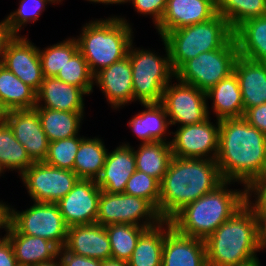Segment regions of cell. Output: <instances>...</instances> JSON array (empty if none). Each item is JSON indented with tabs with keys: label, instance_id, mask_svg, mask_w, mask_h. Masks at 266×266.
<instances>
[{
	"label": "cell",
	"instance_id": "cell-1",
	"mask_svg": "<svg viewBox=\"0 0 266 266\" xmlns=\"http://www.w3.org/2000/svg\"><path fill=\"white\" fill-rule=\"evenodd\" d=\"M216 163L224 181L246 188L266 172V135L244 117L221 119Z\"/></svg>",
	"mask_w": 266,
	"mask_h": 266
},
{
	"label": "cell",
	"instance_id": "cell-2",
	"mask_svg": "<svg viewBox=\"0 0 266 266\" xmlns=\"http://www.w3.org/2000/svg\"><path fill=\"white\" fill-rule=\"evenodd\" d=\"M224 182L216 160L173 156L160 181L158 214L170 220L185 205L215 190Z\"/></svg>",
	"mask_w": 266,
	"mask_h": 266
},
{
	"label": "cell",
	"instance_id": "cell-3",
	"mask_svg": "<svg viewBox=\"0 0 266 266\" xmlns=\"http://www.w3.org/2000/svg\"><path fill=\"white\" fill-rule=\"evenodd\" d=\"M224 181L215 190L185 205L171 219L180 234L206 240L221 224L246 204V188L229 189Z\"/></svg>",
	"mask_w": 266,
	"mask_h": 266
},
{
	"label": "cell",
	"instance_id": "cell-4",
	"mask_svg": "<svg viewBox=\"0 0 266 266\" xmlns=\"http://www.w3.org/2000/svg\"><path fill=\"white\" fill-rule=\"evenodd\" d=\"M207 266H234L259 259L257 222L245 204L206 240Z\"/></svg>",
	"mask_w": 266,
	"mask_h": 266
},
{
	"label": "cell",
	"instance_id": "cell-5",
	"mask_svg": "<svg viewBox=\"0 0 266 266\" xmlns=\"http://www.w3.org/2000/svg\"><path fill=\"white\" fill-rule=\"evenodd\" d=\"M132 26L125 17L96 19L82 26L77 38L79 52L86 59L93 75L124 59L133 42Z\"/></svg>",
	"mask_w": 266,
	"mask_h": 266
},
{
	"label": "cell",
	"instance_id": "cell-6",
	"mask_svg": "<svg viewBox=\"0 0 266 266\" xmlns=\"http://www.w3.org/2000/svg\"><path fill=\"white\" fill-rule=\"evenodd\" d=\"M232 36L227 20L217 13L206 22L172 30L163 39L169 48L171 67L176 72L200 53L220 49Z\"/></svg>",
	"mask_w": 266,
	"mask_h": 266
},
{
	"label": "cell",
	"instance_id": "cell-7",
	"mask_svg": "<svg viewBox=\"0 0 266 266\" xmlns=\"http://www.w3.org/2000/svg\"><path fill=\"white\" fill-rule=\"evenodd\" d=\"M165 46V56H160L150 49L134 48L131 43L128 57L132 66V85L134 102L140 104L161 103L165 87L175 78L170 63V52L167 43L161 38Z\"/></svg>",
	"mask_w": 266,
	"mask_h": 266
},
{
	"label": "cell",
	"instance_id": "cell-8",
	"mask_svg": "<svg viewBox=\"0 0 266 266\" xmlns=\"http://www.w3.org/2000/svg\"><path fill=\"white\" fill-rule=\"evenodd\" d=\"M238 56V46L233 35L220 49L200 53L186 61L175 72V80L207 92L233 73Z\"/></svg>",
	"mask_w": 266,
	"mask_h": 266
},
{
	"label": "cell",
	"instance_id": "cell-9",
	"mask_svg": "<svg viewBox=\"0 0 266 266\" xmlns=\"http://www.w3.org/2000/svg\"><path fill=\"white\" fill-rule=\"evenodd\" d=\"M162 221L158 210L146 199L125 193L111 194L101 190L97 224L102 226L132 224L151 228Z\"/></svg>",
	"mask_w": 266,
	"mask_h": 266
},
{
	"label": "cell",
	"instance_id": "cell-10",
	"mask_svg": "<svg viewBox=\"0 0 266 266\" xmlns=\"http://www.w3.org/2000/svg\"><path fill=\"white\" fill-rule=\"evenodd\" d=\"M9 223L20 233L41 237L65 246L68 226L56 203L34 202L30 208L18 211L10 206Z\"/></svg>",
	"mask_w": 266,
	"mask_h": 266
},
{
	"label": "cell",
	"instance_id": "cell-11",
	"mask_svg": "<svg viewBox=\"0 0 266 266\" xmlns=\"http://www.w3.org/2000/svg\"><path fill=\"white\" fill-rule=\"evenodd\" d=\"M177 82L172 84L171 81L165 87L161 100L170 126L178 124L179 127L205 121L210 116L206 92L194 85L179 80Z\"/></svg>",
	"mask_w": 266,
	"mask_h": 266
},
{
	"label": "cell",
	"instance_id": "cell-12",
	"mask_svg": "<svg viewBox=\"0 0 266 266\" xmlns=\"http://www.w3.org/2000/svg\"><path fill=\"white\" fill-rule=\"evenodd\" d=\"M20 177L32 201L37 203H57L79 179L74 171L44 162H34Z\"/></svg>",
	"mask_w": 266,
	"mask_h": 266
},
{
	"label": "cell",
	"instance_id": "cell-13",
	"mask_svg": "<svg viewBox=\"0 0 266 266\" xmlns=\"http://www.w3.org/2000/svg\"><path fill=\"white\" fill-rule=\"evenodd\" d=\"M210 119V120H209ZM220 120L215 124L208 117L205 121L179 126L170 142L173 156L216 160L218 153Z\"/></svg>",
	"mask_w": 266,
	"mask_h": 266
},
{
	"label": "cell",
	"instance_id": "cell-14",
	"mask_svg": "<svg viewBox=\"0 0 266 266\" xmlns=\"http://www.w3.org/2000/svg\"><path fill=\"white\" fill-rule=\"evenodd\" d=\"M25 36L13 35L7 42L2 65L36 93L44 80L39 51Z\"/></svg>",
	"mask_w": 266,
	"mask_h": 266
},
{
	"label": "cell",
	"instance_id": "cell-15",
	"mask_svg": "<svg viewBox=\"0 0 266 266\" xmlns=\"http://www.w3.org/2000/svg\"><path fill=\"white\" fill-rule=\"evenodd\" d=\"M100 194L96 180L78 179L72 190L56 203L67 226L96 223Z\"/></svg>",
	"mask_w": 266,
	"mask_h": 266
},
{
	"label": "cell",
	"instance_id": "cell-16",
	"mask_svg": "<svg viewBox=\"0 0 266 266\" xmlns=\"http://www.w3.org/2000/svg\"><path fill=\"white\" fill-rule=\"evenodd\" d=\"M5 121L31 160L43 162L48 153L49 140L42 129L38 113L34 109L10 110Z\"/></svg>",
	"mask_w": 266,
	"mask_h": 266
},
{
	"label": "cell",
	"instance_id": "cell-17",
	"mask_svg": "<svg viewBox=\"0 0 266 266\" xmlns=\"http://www.w3.org/2000/svg\"><path fill=\"white\" fill-rule=\"evenodd\" d=\"M216 14V0H167L165 13L155 28L163 38L172 30L206 22Z\"/></svg>",
	"mask_w": 266,
	"mask_h": 266
},
{
	"label": "cell",
	"instance_id": "cell-18",
	"mask_svg": "<svg viewBox=\"0 0 266 266\" xmlns=\"http://www.w3.org/2000/svg\"><path fill=\"white\" fill-rule=\"evenodd\" d=\"M94 85H97L111 107L119 109L134 102L132 85V66L130 59H124L101 69L94 75Z\"/></svg>",
	"mask_w": 266,
	"mask_h": 266
},
{
	"label": "cell",
	"instance_id": "cell-19",
	"mask_svg": "<svg viewBox=\"0 0 266 266\" xmlns=\"http://www.w3.org/2000/svg\"><path fill=\"white\" fill-rule=\"evenodd\" d=\"M136 170L133 147L123 143L107 153L101 174L96 180L98 187L111 194L124 193L127 181Z\"/></svg>",
	"mask_w": 266,
	"mask_h": 266
},
{
	"label": "cell",
	"instance_id": "cell-20",
	"mask_svg": "<svg viewBox=\"0 0 266 266\" xmlns=\"http://www.w3.org/2000/svg\"><path fill=\"white\" fill-rule=\"evenodd\" d=\"M64 248L74 254L102 261L111 258L106 228L97 223L69 227Z\"/></svg>",
	"mask_w": 266,
	"mask_h": 266
},
{
	"label": "cell",
	"instance_id": "cell-21",
	"mask_svg": "<svg viewBox=\"0 0 266 266\" xmlns=\"http://www.w3.org/2000/svg\"><path fill=\"white\" fill-rule=\"evenodd\" d=\"M162 266H207L205 240L182 235L172 228L165 235Z\"/></svg>",
	"mask_w": 266,
	"mask_h": 266
},
{
	"label": "cell",
	"instance_id": "cell-22",
	"mask_svg": "<svg viewBox=\"0 0 266 266\" xmlns=\"http://www.w3.org/2000/svg\"><path fill=\"white\" fill-rule=\"evenodd\" d=\"M84 95L87 94L75 85L67 84L56 77H44L41 87L36 93L34 108L85 112Z\"/></svg>",
	"mask_w": 266,
	"mask_h": 266
},
{
	"label": "cell",
	"instance_id": "cell-23",
	"mask_svg": "<svg viewBox=\"0 0 266 266\" xmlns=\"http://www.w3.org/2000/svg\"><path fill=\"white\" fill-rule=\"evenodd\" d=\"M4 236L10 241L18 266H35L58 259L60 247L41 237L20 234L10 223Z\"/></svg>",
	"mask_w": 266,
	"mask_h": 266
},
{
	"label": "cell",
	"instance_id": "cell-24",
	"mask_svg": "<svg viewBox=\"0 0 266 266\" xmlns=\"http://www.w3.org/2000/svg\"><path fill=\"white\" fill-rule=\"evenodd\" d=\"M233 72L239 82L244 113L248 108L266 103V62L238 56Z\"/></svg>",
	"mask_w": 266,
	"mask_h": 266
},
{
	"label": "cell",
	"instance_id": "cell-25",
	"mask_svg": "<svg viewBox=\"0 0 266 266\" xmlns=\"http://www.w3.org/2000/svg\"><path fill=\"white\" fill-rule=\"evenodd\" d=\"M145 110L136 114L128 122L129 128L140 139L141 144L154 141L171 142L167 139L170 123L164 106L161 103L141 104ZM168 140V141H167Z\"/></svg>",
	"mask_w": 266,
	"mask_h": 266
},
{
	"label": "cell",
	"instance_id": "cell-26",
	"mask_svg": "<svg viewBox=\"0 0 266 266\" xmlns=\"http://www.w3.org/2000/svg\"><path fill=\"white\" fill-rule=\"evenodd\" d=\"M207 101L212 102V111L216 119L241 118L244 116V105L236 74L219 81L206 92Z\"/></svg>",
	"mask_w": 266,
	"mask_h": 266
},
{
	"label": "cell",
	"instance_id": "cell-27",
	"mask_svg": "<svg viewBox=\"0 0 266 266\" xmlns=\"http://www.w3.org/2000/svg\"><path fill=\"white\" fill-rule=\"evenodd\" d=\"M170 220H163L157 226L147 228L137 241L127 261L128 266H162V250L165 235L172 229Z\"/></svg>",
	"mask_w": 266,
	"mask_h": 266
},
{
	"label": "cell",
	"instance_id": "cell-28",
	"mask_svg": "<svg viewBox=\"0 0 266 266\" xmlns=\"http://www.w3.org/2000/svg\"><path fill=\"white\" fill-rule=\"evenodd\" d=\"M233 35L239 56L266 62V15L244 21L233 31Z\"/></svg>",
	"mask_w": 266,
	"mask_h": 266
},
{
	"label": "cell",
	"instance_id": "cell-29",
	"mask_svg": "<svg viewBox=\"0 0 266 266\" xmlns=\"http://www.w3.org/2000/svg\"><path fill=\"white\" fill-rule=\"evenodd\" d=\"M33 109L39 115L42 129L49 142L74 137L79 134L84 112H68L48 108Z\"/></svg>",
	"mask_w": 266,
	"mask_h": 266
},
{
	"label": "cell",
	"instance_id": "cell-30",
	"mask_svg": "<svg viewBox=\"0 0 266 266\" xmlns=\"http://www.w3.org/2000/svg\"><path fill=\"white\" fill-rule=\"evenodd\" d=\"M133 152L136 159V170L154 177L159 182L167 172L173 158L169 142L140 143L137 150L133 147Z\"/></svg>",
	"mask_w": 266,
	"mask_h": 266
},
{
	"label": "cell",
	"instance_id": "cell-31",
	"mask_svg": "<svg viewBox=\"0 0 266 266\" xmlns=\"http://www.w3.org/2000/svg\"><path fill=\"white\" fill-rule=\"evenodd\" d=\"M103 139L84 137L75 156L73 171L79 179L97 180L107 157Z\"/></svg>",
	"mask_w": 266,
	"mask_h": 266
},
{
	"label": "cell",
	"instance_id": "cell-32",
	"mask_svg": "<svg viewBox=\"0 0 266 266\" xmlns=\"http://www.w3.org/2000/svg\"><path fill=\"white\" fill-rule=\"evenodd\" d=\"M0 100L10 110H30L36 106V92L0 65Z\"/></svg>",
	"mask_w": 266,
	"mask_h": 266
},
{
	"label": "cell",
	"instance_id": "cell-33",
	"mask_svg": "<svg viewBox=\"0 0 266 266\" xmlns=\"http://www.w3.org/2000/svg\"><path fill=\"white\" fill-rule=\"evenodd\" d=\"M33 163L7 122H0V176L6 169L17 170L21 176Z\"/></svg>",
	"mask_w": 266,
	"mask_h": 266
},
{
	"label": "cell",
	"instance_id": "cell-34",
	"mask_svg": "<svg viewBox=\"0 0 266 266\" xmlns=\"http://www.w3.org/2000/svg\"><path fill=\"white\" fill-rule=\"evenodd\" d=\"M216 9L233 31L250 18L266 15L265 0H216Z\"/></svg>",
	"mask_w": 266,
	"mask_h": 266
},
{
	"label": "cell",
	"instance_id": "cell-35",
	"mask_svg": "<svg viewBox=\"0 0 266 266\" xmlns=\"http://www.w3.org/2000/svg\"><path fill=\"white\" fill-rule=\"evenodd\" d=\"M110 240L111 258L128 261L137 241L146 227L132 224H109L105 226Z\"/></svg>",
	"mask_w": 266,
	"mask_h": 266
},
{
	"label": "cell",
	"instance_id": "cell-36",
	"mask_svg": "<svg viewBox=\"0 0 266 266\" xmlns=\"http://www.w3.org/2000/svg\"><path fill=\"white\" fill-rule=\"evenodd\" d=\"M62 41L47 46L44 50L38 48L44 77H56L66 62L79 51L78 43L74 37Z\"/></svg>",
	"mask_w": 266,
	"mask_h": 266
},
{
	"label": "cell",
	"instance_id": "cell-37",
	"mask_svg": "<svg viewBox=\"0 0 266 266\" xmlns=\"http://www.w3.org/2000/svg\"><path fill=\"white\" fill-rule=\"evenodd\" d=\"M56 78L81 88L87 95L93 92L94 75L79 51L60 69Z\"/></svg>",
	"mask_w": 266,
	"mask_h": 266
},
{
	"label": "cell",
	"instance_id": "cell-38",
	"mask_svg": "<svg viewBox=\"0 0 266 266\" xmlns=\"http://www.w3.org/2000/svg\"><path fill=\"white\" fill-rule=\"evenodd\" d=\"M50 3L58 4L56 0H20L18 9L7 15L3 22L13 35H19L23 26L35 23L45 10L46 4Z\"/></svg>",
	"mask_w": 266,
	"mask_h": 266
},
{
	"label": "cell",
	"instance_id": "cell-39",
	"mask_svg": "<svg viewBox=\"0 0 266 266\" xmlns=\"http://www.w3.org/2000/svg\"><path fill=\"white\" fill-rule=\"evenodd\" d=\"M84 136H74L49 142L45 164L73 171L75 156Z\"/></svg>",
	"mask_w": 266,
	"mask_h": 266
},
{
	"label": "cell",
	"instance_id": "cell-40",
	"mask_svg": "<svg viewBox=\"0 0 266 266\" xmlns=\"http://www.w3.org/2000/svg\"><path fill=\"white\" fill-rule=\"evenodd\" d=\"M160 182L144 172L135 170L127 181L124 193L144 198L159 210Z\"/></svg>",
	"mask_w": 266,
	"mask_h": 266
},
{
	"label": "cell",
	"instance_id": "cell-41",
	"mask_svg": "<svg viewBox=\"0 0 266 266\" xmlns=\"http://www.w3.org/2000/svg\"><path fill=\"white\" fill-rule=\"evenodd\" d=\"M246 204L253 213H266V172L246 187Z\"/></svg>",
	"mask_w": 266,
	"mask_h": 266
},
{
	"label": "cell",
	"instance_id": "cell-42",
	"mask_svg": "<svg viewBox=\"0 0 266 266\" xmlns=\"http://www.w3.org/2000/svg\"><path fill=\"white\" fill-rule=\"evenodd\" d=\"M129 3H132L136 12L153 17L155 27L161 22L167 6V0H129Z\"/></svg>",
	"mask_w": 266,
	"mask_h": 266
},
{
	"label": "cell",
	"instance_id": "cell-43",
	"mask_svg": "<svg viewBox=\"0 0 266 266\" xmlns=\"http://www.w3.org/2000/svg\"><path fill=\"white\" fill-rule=\"evenodd\" d=\"M61 266H102V260L77 255L60 248L59 257Z\"/></svg>",
	"mask_w": 266,
	"mask_h": 266
},
{
	"label": "cell",
	"instance_id": "cell-44",
	"mask_svg": "<svg viewBox=\"0 0 266 266\" xmlns=\"http://www.w3.org/2000/svg\"><path fill=\"white\" fill-rule=\"evenodd\" d=\"M243 117L251 126L266 135V103L248 108Z\"/></svg>",
	"mask_w": 266,
	"mask_h": 266
},
{
	"label": "cell",
	"instance_id": "cell-45",
	"mask_svg": "<svg viewBox=\"0 0 266 266\" xmlns=\"http://www.w3.org/2000/svg\"><path fill=\"white\" fill-rule=\"evenodd\" d=\"M0 266H18L12 245L5 236L0 238Z\"/></svg>",
	"mask_w": 266,
	"mask_h": 266
},
{
	"label": "cell",
	"instance_id": "cell-46",
	"mask_svg": "<svg viewBox=\"0 0 266 266\" xmlns=\"http://www.w3.org/2000/svg\"><path fill=\"white\" fill-rule=\"evenodd\" d=\"M257 222V238L261 250L266 249V213H254Z\"/></svg>",
	"mask_w": 266,
	"mask_h": 266
},
{
	"label": "cell",
	"instance_id": "cell-47",
	"mask_svg": "<svg viewBox=\"0 0 266 266\" xmlns=\"http://www.w3.org/2000/svg\"><path fill=\"white\" fill-rule=\"evenodd\" d=\"M13 34L6 28L3 20L0 22V65L3 62L4 50L7 42L11 39Z\"/></svg>",
	"mask_w": 266,
	"mask_h": 266
},
{
	"label": "cell",
	"instance_id": "cell-48",
	"mask_svg": "<svg viewBox=\"0 0 266 266\" xmlns=\"http://www.w3.org/2000/svg\"><path fill=\"white\" fill-rule=\"evenodd\" d=\"M10 219V206L3 201L0 202V229L6 231L9 225ZM2 236H0L1 238Z\"/></svg>",
	"mask_w": 266,
	"mask_h": 266
},
{
	"label": "cell",
	"instance_id": "cell-49",
	"mask_svg": "<svg viewBox=\"0 0 266 266\" xmlns=\"http://www.w3.org/2000/svg\"><path fill=\"white\" fill-rule=\"evenodd\" d=\"M102 266H128L126 261L109 258L102 261Z\"/></svg>",
	"mask_w": 266,
	"mask_h": 266
},
{
	"label": "cell",
	"instance_id": "cell-50",
	"mask_svg": "<svg viewBox=\"0 0 266 266\" xmlns=\"http://www.w3.org/2000/svg\"><path fill=\"white\" fill-rule=\"evenodd\" d=\"M89 2H92V3H100V4H125L127 2H129V0H87Z\"/></svg>",
	"mask_w": 266,
	"mask_h": 266
},
{
	"label": "cell",
	"instance_id": "cell-51",
	"mask_svg": "<svg viewBox=\"0 0 266 266\" xmlns=\"http://www.w3.org/2000/svg\"><path fill=\"white\" fill-rule=\"evenodd\" d=\"M8 114V110L4 107L0 100V122L5 121Z\"/></svg>",
	"mask_w": 266,
	"mask_h": 266
},
{
	"label": "cell",
	"instance_id": "cell-52",
	"mask_svg": "<svg viewBox=\"0 0 266 266\" xmlns=\"http://www.w3.org/2000/svg\"><path fill=\"white\" fill-rule=\"evenodd\" d=\"M58 259H55L53 261H50V262H46V263H39L35 266H61V263H60V260Z\"/></svg>",
	"mask_w": 266,
	"mask_h": 266
},
{
	"label": "cell",
	"instance_id": "cell-53",
	"mask_svg": "<svg viewBox=\"0 0 266 266\" xmlns=\"http://www.w3.org/2000/svg\"><path fill=\"white\" fill-rule=\"evenodd\" d=\"M234 266H261V265H260L259 259H256V260H251L243 264L234 265Z\"/></svg>",
	"mask_w": 266,
	"mask_h": 266
}]
</instances>
